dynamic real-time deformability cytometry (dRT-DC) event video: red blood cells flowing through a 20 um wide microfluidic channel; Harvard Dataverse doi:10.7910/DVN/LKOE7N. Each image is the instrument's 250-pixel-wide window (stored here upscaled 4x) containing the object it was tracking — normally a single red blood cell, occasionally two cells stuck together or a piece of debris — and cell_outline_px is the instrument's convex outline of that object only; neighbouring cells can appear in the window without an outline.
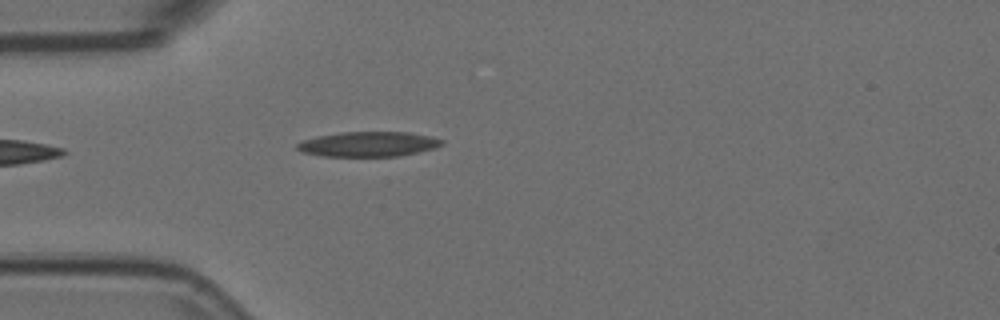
{"species": "Egyptian fruit bat (a non-hibernating species)", "species_latin": "Rousettus aegyptiacus", "temperature_condition": "room temperature", "stored_images_in_passage": 1, "camera_frame_rate_fps": 3000, "um_per_image_px": 0.085, "animal": {"sex": "female"}, "frame": {"image": 1, "passage_image": 1, "time_ms": 0.0, "image_size_px": [1000, 320], "cell_outline_px": [[444, 144], [436, 148], [400, 156], [324, 156], [300, 152], [296, 148], [296, 144], [300, 140], [316, 136], [340, 132], [408, 132], [432, 136], [444, 140]], "centroid_in_image_um": [31.3, 12.24], "position_along_channel_um": 53.7, "area_um2": 21.33}}